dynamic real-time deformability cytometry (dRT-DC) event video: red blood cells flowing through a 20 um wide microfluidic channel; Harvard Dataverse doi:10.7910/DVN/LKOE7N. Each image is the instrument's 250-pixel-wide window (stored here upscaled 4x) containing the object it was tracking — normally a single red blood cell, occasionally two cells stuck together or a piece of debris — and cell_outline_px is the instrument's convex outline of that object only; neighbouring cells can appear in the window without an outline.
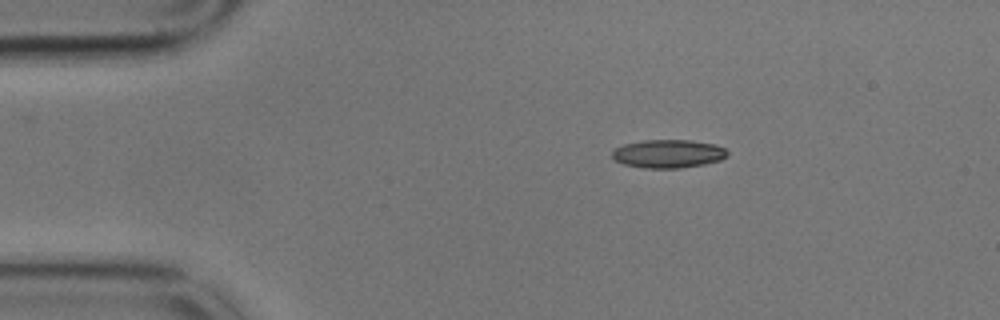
{"species": "common noctule bat (a hibernating species)", "species_latin": "Nyctalus noctula", "temperature_condition": "cold", "stored_images_in_passage": 45, "camera_frame_rate_fps": 3000, "um_per_image_px": 0.085, "animal": {"sex": "male", "body_mass_g": 17.9}, "frame": {"image": 1, "passage_image": 1, "time_ms": 0.0, "image_size_px": [1000, 320], "cell_outline_px": [[728, 156], [720, 160], [704, 164], [680, 168], [644, 168], [624, 164], [616, 160], [612, 156], [612, 152], [616, 148], [624, 144], [644, 140], [692, 140], [716, 144], [724, 148], [728, 152]], "centroid_in_image_um": [56.83, 13.06], "position_along_channel_um": 28.2, "area_um2": 19.02}}
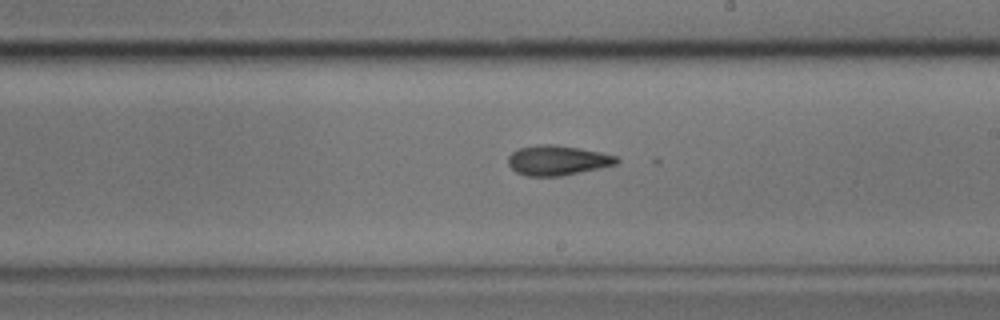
{"frame": {"image": 2, "passage_image": 24, "time_ms": 7.667, "image_size_px": [1000, 320], "cell_outline_px": [[620, 160], [616, 164], [600, 168], [564, 176], [524, 176], [516, 172], [508, 164], [508, 156], [512, 152], [520, 148], [540, 144], [556, 144], [580, 148], [600, 152], [616, 156]], "centroid_in_image_um": [47.38, 13.63], "position_along_channel_um": 241.6, "area_um2": 19.02}}
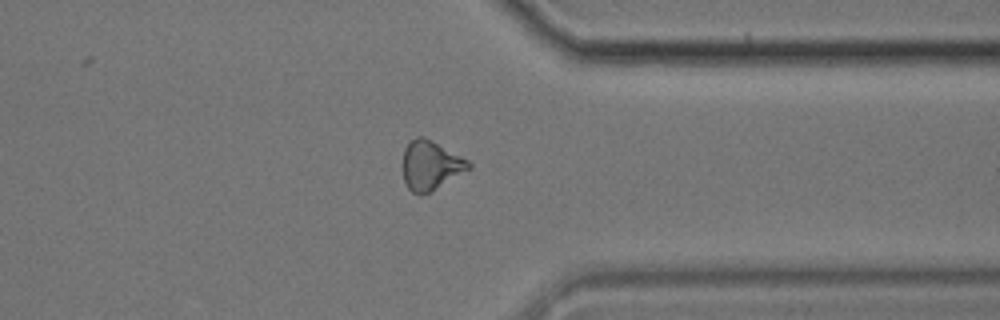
{"frame": {"image": 3, "passage_image": 36, "time_ms": 11.667, "image_size_px": [1000, 320], "cell_outline_px": [[472, 168], [432, 192], [420, 196], [412, 192], [408, 188], [404, 180], [400, 164], [404, 148], [416, 136], [424, 136], [468, 160], [472, 164]], "centroid_in_image_um": [36.57, 14.08], "position_along_channel_um": 374.8, "area_um2": 19.42}}